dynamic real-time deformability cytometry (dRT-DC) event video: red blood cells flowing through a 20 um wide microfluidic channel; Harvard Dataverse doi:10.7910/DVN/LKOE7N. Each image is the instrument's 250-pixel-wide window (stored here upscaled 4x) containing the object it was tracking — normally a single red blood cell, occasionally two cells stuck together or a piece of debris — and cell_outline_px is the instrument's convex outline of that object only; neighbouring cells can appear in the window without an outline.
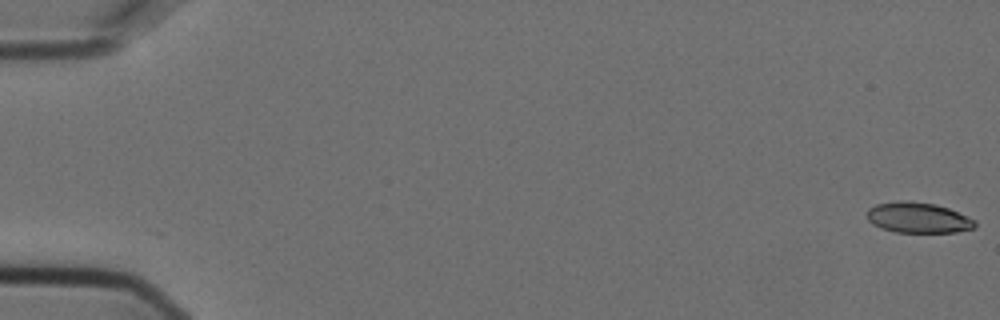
{"species": "Egyptian fruit bat (a non-hibernating species)", "species_latin": "Rousettus aegyptiacus", "temperature_condition": "cold", "stored_images_in_passage": 7, "camera_frame_rate_fps": 3000, "um_per_image_px": 0.085, "animal": {"sex": "female"}, "frame": {"image": 1, "passage_image": 1, "time_ms": 0.0, "image_size_px": [1000, 320], "cell_outline_px": [[976, 228], [956, 232], [896, 232], [880, 228], [872, 224], [868, 220], [868, 208], [876, 204], [896, 200], [904, 200], [936, 204], [948, 208], [976, 220]], "centroid_in_image_um": [78.03, 18.5], "position_along_channel_um": 7.0, "area_um2": 19.36}}
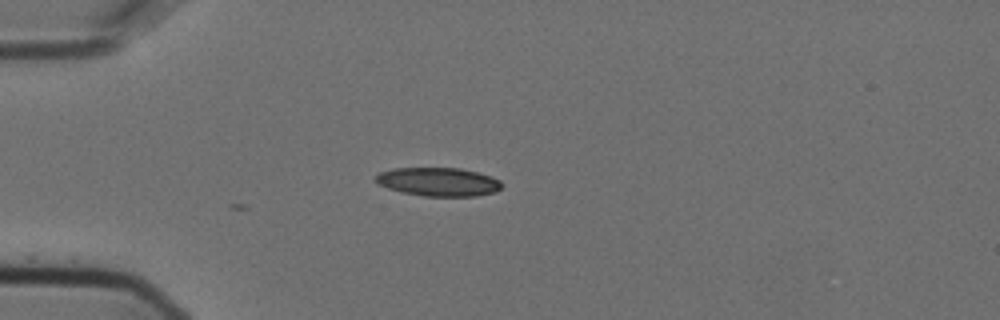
{"frame": {"image": 2, "passage_image": 5, "time_ms": 1.333, "image_size_px": [1000, 320], "cell_outline_px": [[504, 184], [496, 192], [476, 196], [424, 196], [404, 192], [388, 188], [376, 184], [372, 176], [380, 172], [396, 168], [460, 168], [492, 176], [500, 180]], "centroid_in_image_um": [37.26, 15.45], "position_along_channel_um": 47.7, "area_um2": 21.15}}
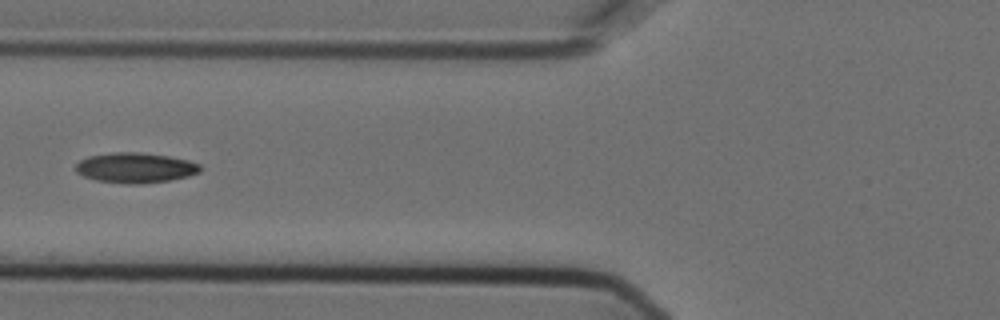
{"frame": {"image": 3, "passage_image": 7, "time_ms": 2.0, "image_size_px": [1000, 320], "cell_outline_px": [[200, 172], [188, 176], [168, 180], [140, 184], [128, 184], [96, 180], [84, 176], [76, 172], [76, 164], [80, 160], [88, 156], [112, 152], [140, 152], [168, 156], [188, 160], [200, 164]], "centroid_in_image_um": [11.49, 14.25], "position_along_channel_um": 114.3, "area_um2": 21.85}}